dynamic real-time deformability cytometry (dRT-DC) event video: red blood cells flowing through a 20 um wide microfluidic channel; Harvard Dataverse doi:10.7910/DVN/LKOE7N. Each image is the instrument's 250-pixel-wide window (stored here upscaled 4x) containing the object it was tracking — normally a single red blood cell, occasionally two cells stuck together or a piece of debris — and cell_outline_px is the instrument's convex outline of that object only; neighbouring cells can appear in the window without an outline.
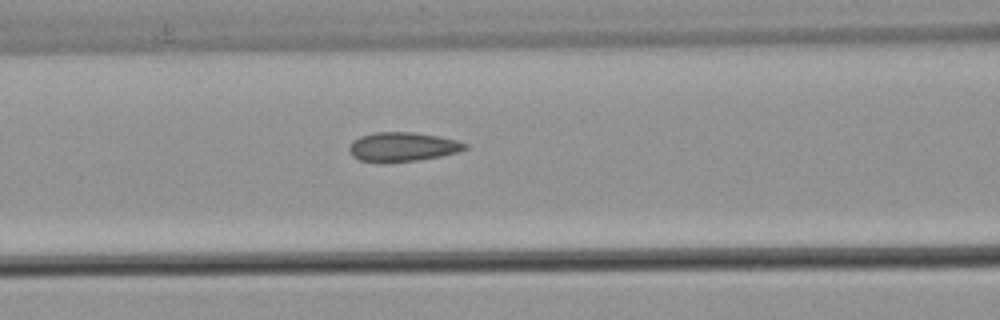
{"species": "common noctule bat (a hibernating species)", "species_latin": "Nyctalus noctula", "temperature_condition": "warm", "stored_images_in_passage": 5, "segment_of_instrument_passage": [1, 2], "camera_frame_rate_fps": 3000, "um_per_image_px": 0.085, "animal": {"sex": "male", "body_mass_g": 21.5, "forearm_length_mm": 52.0}, "frame": {"image": 1, "passage_image": 4, "time_ms": 1.0, "image_size_px": [1000, 320], "cell_outline_px": [[468, 148], [456, 152], [440, 156], [416, 160], [384, 164], [360, 160], [352, 156], [348, 152], [348, 148], [352, 140], [360, 136], [376, 132], [412, 132], [436, 136], [456, 140], [468, 144]], "centroid_in_image_um": [34.15, 12.5], "position_along_channel_um": 132.5, "area_um2": 19.88}}